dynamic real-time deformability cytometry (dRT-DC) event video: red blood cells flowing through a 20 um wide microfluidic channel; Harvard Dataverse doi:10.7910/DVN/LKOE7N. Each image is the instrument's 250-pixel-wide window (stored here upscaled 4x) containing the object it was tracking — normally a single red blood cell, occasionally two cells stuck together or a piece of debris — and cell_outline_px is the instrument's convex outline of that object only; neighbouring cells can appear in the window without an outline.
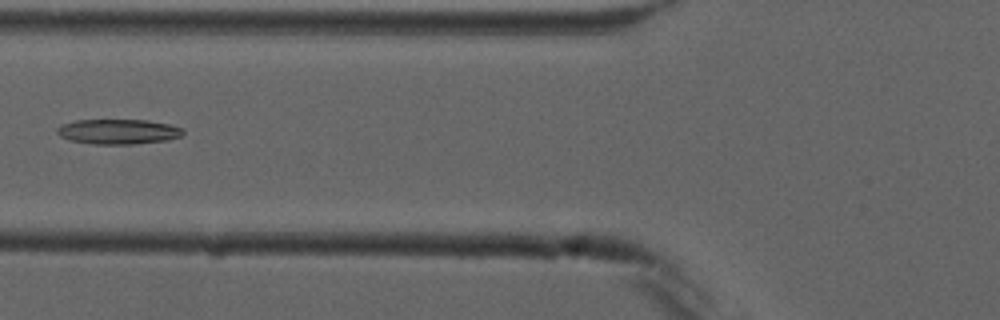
{"species": "common noctule bat (a hibernating species)", "species_latin": "Nyctalus noctula", "temperature_condition": "cold", "stored_images_in_passage": 6, "camera_frame_rate_fps": 3000, "um_per_image_px": 0.085, "animal": {"sex": "male", "forearm_length_mm": 52.5}, "frame": {"image": 1, "passage_image": 5, "time_ms": 4.667, "image_size_px": [1000, 320], "cell_outline_px": [[184, 132], [180, 136], [168, 140], [132, 144], [96, 144], [72, 140], [60, 136], [56, 132], [56, 128], [64, 124], [76, 120], [148, 120], [168, 124], [184, 128]], "centroid_in_image_um": [10.08, 11.18], "position_along_channel_um": 115.7, "area_um2": 18.21}}
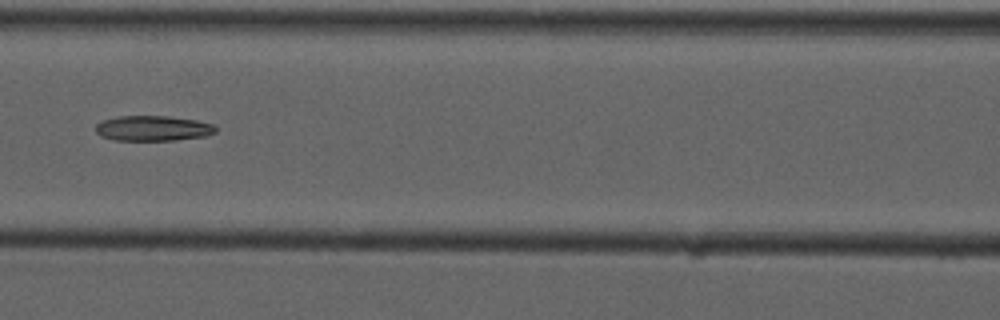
{"frame": {"image": 2, "passage_image": 6, "time_ms": 5.667, "image_size_px": [1000, 320], "cell_outline_px": [[216, 132], [204, 136], [176, 140], [112, 140], [100, 136], [96, 132], [96, 124], [104, 120], [120, 116], [168, 116], [196, 120], [212, 124], [216, 128]], "centroid_in_image_um": [12.98, 10.91], "position_along_channel_um": 153.6, "area_um2": 17.57}}